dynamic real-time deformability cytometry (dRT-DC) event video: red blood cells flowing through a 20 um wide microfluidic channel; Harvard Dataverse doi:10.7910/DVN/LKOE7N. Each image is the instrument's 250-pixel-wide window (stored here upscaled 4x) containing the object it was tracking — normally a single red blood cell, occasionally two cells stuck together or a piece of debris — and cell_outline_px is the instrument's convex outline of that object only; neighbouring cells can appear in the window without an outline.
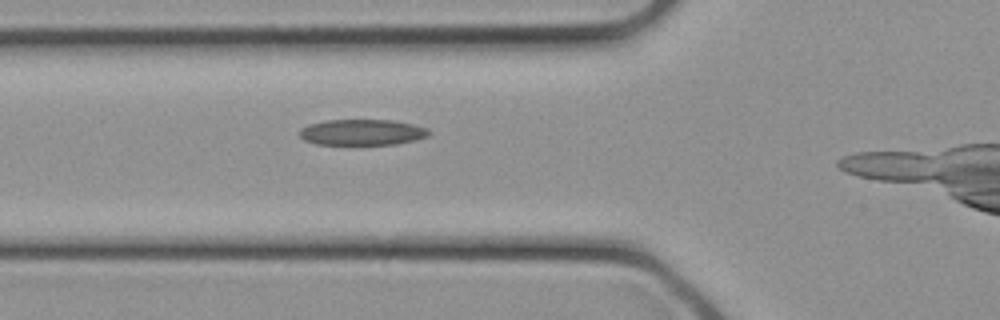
{"species": "common noctule bat (a hibernating species)", "species_latin": "Nyctalus noctula", "temperature_condition": "cold", "stored_images_in_passage": 8, "camera_frame_rate_fps": 3000, "um_per_image_px": 0.085, "animal": {"sex": "female", "body_mass_g": 21.9}, "frame": {"image": 1, "passage_image": 5, "time_ms": 1.333, "image_size_px": [1000, 320], "cell_outline_px": [[428, 136], [416, 140], [396, 144], [360, 148], [356, 148], [316, 144], [304, 140], [300, 136], [300, 128], [308, 124], [328, 120], [392, 120], [412, 124], [428, 128]], "centroid_in_image_um": [30.74, 11.3], "position_along_channel_um": 95.1, "area_um2": 20.63}}
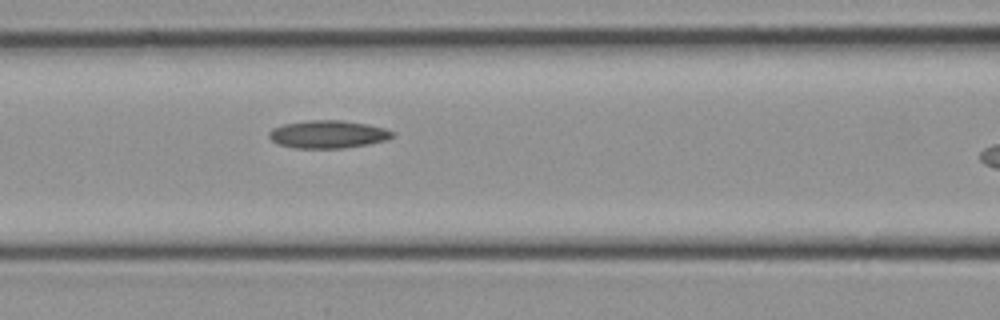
{"frame": {"image": 2, "passage_image": 7, "time_ms": 2.0, "image_size_px": [1000, 320], "cell_outline_px": [[392, 136], [388, 140], [368, 144], [344, 148], [292, 148], [280, 144], [272, 140], [268, 136], [268, 132], [272, 128], [284, 124], [308, 120], [340, 120], [368, 124], [384, 128], [392, 132]], "centroid_in_image_um": [27.85, 11.41], "position_along_channel_um": 138.7, "area_um2": 19.94}}